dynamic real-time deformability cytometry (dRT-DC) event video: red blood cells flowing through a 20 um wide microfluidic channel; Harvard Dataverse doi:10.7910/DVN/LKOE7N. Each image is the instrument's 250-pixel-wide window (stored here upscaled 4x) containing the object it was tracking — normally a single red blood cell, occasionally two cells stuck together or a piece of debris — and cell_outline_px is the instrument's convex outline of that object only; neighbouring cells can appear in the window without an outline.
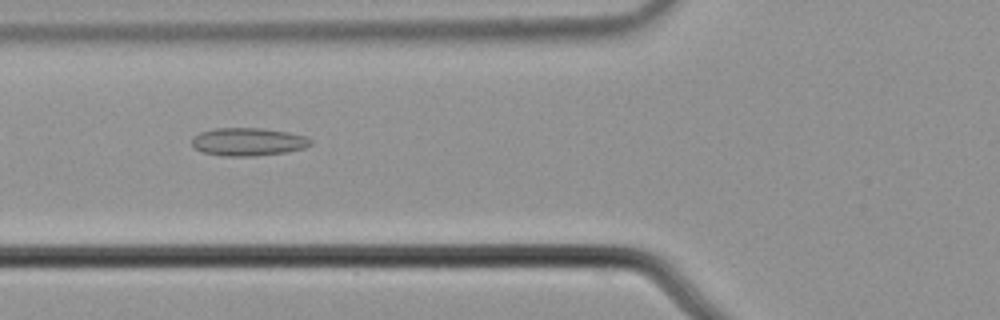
{"species": "common noctule bat (a hibernating species)", "species_latin": "Nyctalus noctula", "temperature_condition": "cold", "stored_images_in_passage": 8, "camera_frame_rate_fps": 3000, "um_per_image_px": 0.085, "animal": {"sex": "male", "body_mass_g": 21.5, "forearm_length_mm": 52.0}, "frame": {"image": 1, "passage_image": 6, "time_ms": 1.667, "image_size_px": [1000, 320], "cell_outline_px": [[312, 144], [304, 148], [288, 152], [252, 156], [220, 156], [204, 152], [196, 148], [192, 144], [192, 136], [200, 132], [216, 128], [264, 128], [288, 132], [304, 136], [312, 140]], "centroid_in_image_um": [21.09, 12.05], "position_along_channel_um": 104.7, "area_um2": 19.42}}
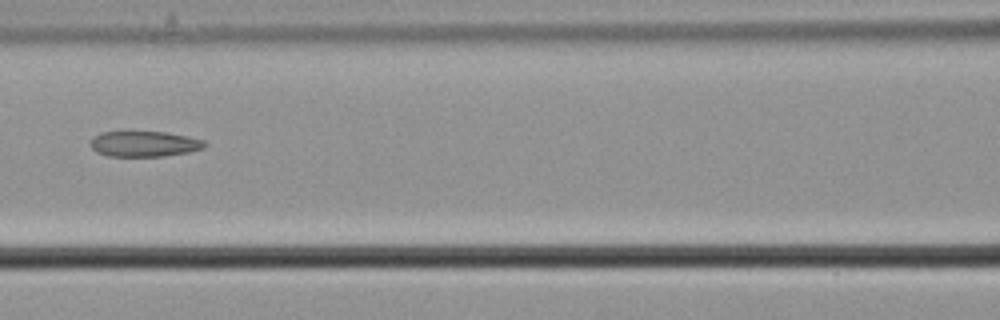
{"frame": {"image": 2, "passage_image": 7, "time_ms": 2.0, "image_size_px": [1000, 320], "cell_outline_px": [[208, 144], [204, 148], [188, 152], [164, 156], [108, 156], [96, 152], [92, 148], [92, 140], [100, 132], [164, 132], [204, 140]], "centroid_in_image_um": [12.29, 12.24], "position_along_channel_um": 154.3, "area_um2": 16.76}}
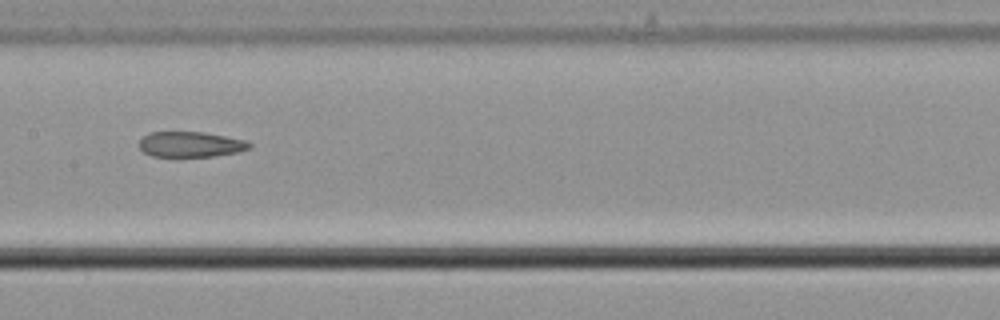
{"frame": {"image": 3, "passage_image": 8, "time_ms": 2.333, "image_size_px": [1000, 320], "cell_outline_px": [[252, 148], [236, 152], [212, 156], [152, 156], [144, 152], [140, 148], [140, 140], [148, 132], [204, 132], [248, 140], [252, 144]], "centroid_in_image_um": [16.24, 12.26], "position_along_channel_um": 191.2, "area_um2": 16.3}}